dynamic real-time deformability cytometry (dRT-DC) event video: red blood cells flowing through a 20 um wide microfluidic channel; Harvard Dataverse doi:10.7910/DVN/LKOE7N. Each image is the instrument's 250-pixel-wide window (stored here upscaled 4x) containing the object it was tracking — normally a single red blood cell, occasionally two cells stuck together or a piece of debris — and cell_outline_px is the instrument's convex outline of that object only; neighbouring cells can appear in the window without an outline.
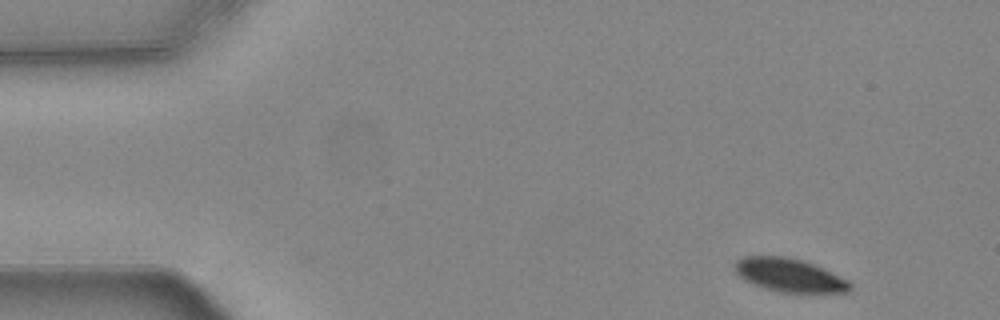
{"species": "common noctule bat (a hibernating species)", "species_latin": "Nyctalus noctula", "temperature_condition": "warm", "stored_images_in_passage": 51, "camera_frame_rate_fps": 3000, "um_per_image_px": 0.085, "animal": {"sex": "female", "body_mass_g": 24.6, "forearm_length_mm": 56.2}, "frame": {"image": 1, "passage_image": 1, "time_ms": 0.0, "image_size_px": [1000, 320], "cell_outline_px": [[852, 288], [848, 292], [780, 292], [764, 288], [752, 284], [744, 280], [736, 272], [732, 264], [736, 260], [744, 256], [784, 256], [804, 260], [848, 280], [852, 284]], "centroid_in_image_um": [67.06, 23.38], "position_along_channel_um": 17.9, "area_um2": 22.43}}
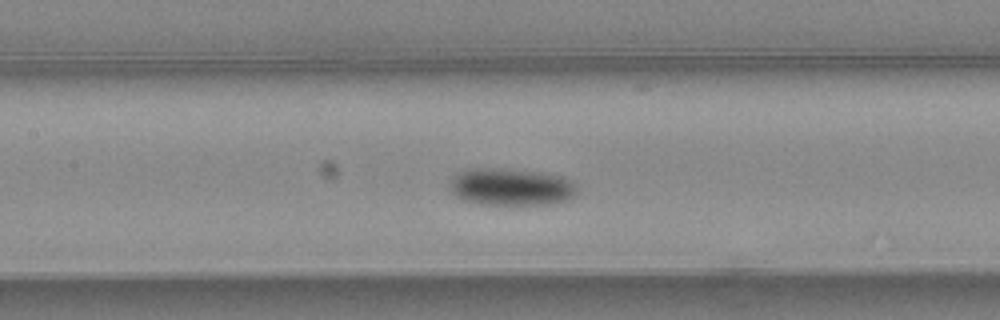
{"frame": {"image": 2, "passage_image": 21, "time_ms": 6.667, "image_size_px": [1000, 320], "cell_outline_px": [[576, 196], [568, 200], [552, 204], [480, 204], [460, 200], [452, 192], [448, 184], [460, 172], [468, 168], [504, 168], [544, 172], [564, 176], [572, 180], [576, 184]], "centroid_in_image_um": [43.48, 15.88], "position_along_channel_um": 163.9, "area_um2": 28.09}}
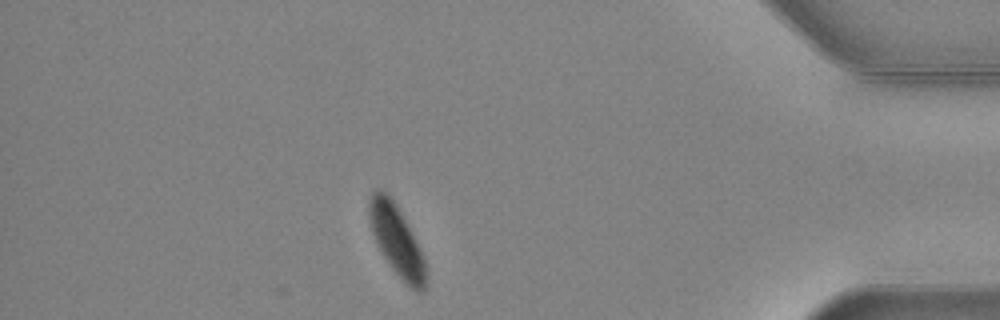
{"frame": {"image": 3, "passage_image": 44, "time_ms": 14.333, "image_size_px": [1000, 320], "cell_outline_px": [[428, 280], [424, 292], [416, 292], [388, 264], [376, 244], [372, 232], [368, 216], [368, 200], [372, 192], [376, 188], [384, 192], [392, 200], [400, 212], [412, 232], [424, 256], [428, 272]], "centroid_in_image_um": [33.73, 20.48], "position_along_channel_um": 401.5, "area_um2": 23.35}, "authors_computed_cell_mechanics": {"area_um2": 25.6632, "velocity_mm_per_s": 3.6795, "shape_relaxation_time_tau1_ms": 1.9167, "shape_relaxation_time_tau2_ms": null, "deformation_change_tau1": 0.0842, "deformation_change_tau2": null}}